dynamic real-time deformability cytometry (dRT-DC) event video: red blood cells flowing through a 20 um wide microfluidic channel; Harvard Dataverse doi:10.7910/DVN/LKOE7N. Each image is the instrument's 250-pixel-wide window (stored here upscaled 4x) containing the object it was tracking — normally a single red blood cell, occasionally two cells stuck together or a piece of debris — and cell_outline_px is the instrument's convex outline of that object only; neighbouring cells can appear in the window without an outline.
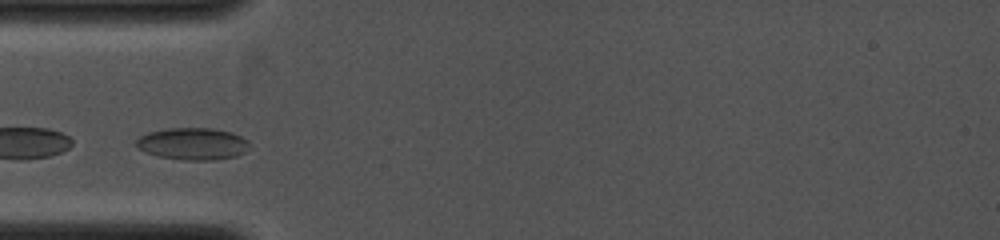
{"species": "common noctule bat (a hibernating species)", "species_latin": "Nyctalus noctula", "temperature_condition": "cold", "stored_images_in_passage": 3, "camera_frame_rate_fps": 4000, "um_per_image_px": 0.085, "animal": {"sex": "female", "body_mass_g": 19.0, "forearm_length_mm": 53.3}, "frame": {"image": 1, "passage_image": 1, "time_ms": 0.0, "image_size_px": [1000, 240], "cell_outline_px": [[248, 144], [244, 152], [236, 156], [212, 160], [184, 160], [160, 156], [136, 148], [136, 140], [140, 136], [148, 132], [168, 128], [212, 128], [232, 132], [248, 140]], "centroid_in_image_um": [16.37, 12.21], "position_along_channel_um": 68.6, "area_um2": 20.98}}